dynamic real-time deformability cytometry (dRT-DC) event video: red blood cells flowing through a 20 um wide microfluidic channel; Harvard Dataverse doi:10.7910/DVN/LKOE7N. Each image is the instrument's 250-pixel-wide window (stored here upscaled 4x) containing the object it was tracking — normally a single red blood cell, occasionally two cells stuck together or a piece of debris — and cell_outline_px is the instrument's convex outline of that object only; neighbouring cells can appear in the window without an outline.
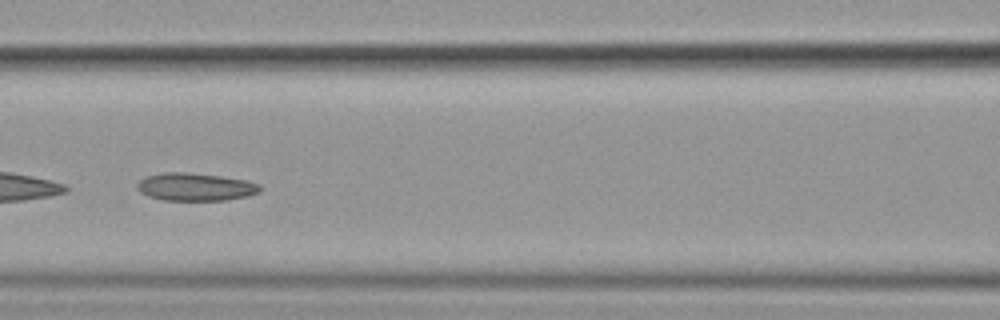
{"species": "common noctule bat (a hibernating species)", "species_latin": "Nyctalus noctula", "temperature_condition": "cold", "stored_images_in_passage": 55, "camera_frame_rate_fps": 3000, "um_per_image_px": 0.085, "animal": {"sex": "female", "body_mass_g": 19.9}, "frame": {"image": 1, "passage_image": 26, "time_ms": 8.333, "image_size_px": [1000, 320], "cell_outline_px": [[260, 192], [248, 196], [228, 200], [164, 200], [148, 196], [140, 192], [136, 188], [136, 184], [144, 176], [164, 172], [188, 172], [220, 176], [244, 180], [260, 184]], "centroid_in_image_um": [16.58, 15.88], "position_along_channel_um": 150.0, "area_um2": 20.0}}
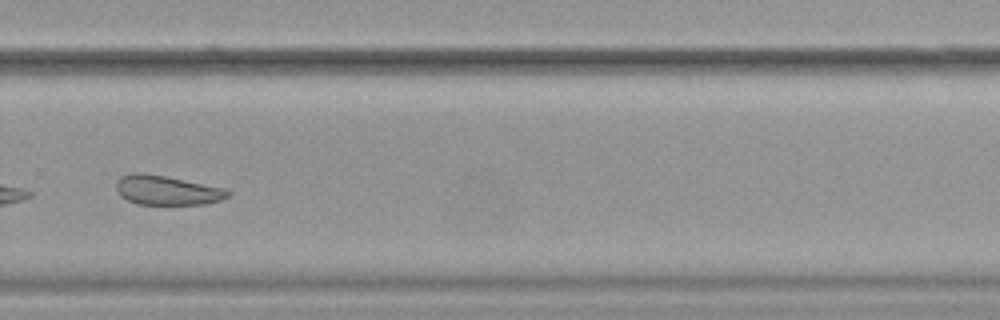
{"frame": {"image": 2, "passage_image": 40, "time_ms": 13.0, "image_size_px": [1000, 320], "cell_outline_px": [[232, 192], [224, 200], [204, 204], [136, 204], [120, 196], [116, 188], [116, 184], [120, 176], [132, 172], [144, 172], [224, 188]], "centroid_in_image_um": [14.18, 16.17], "position_along_channel_um": 315.6, "area_um2": 19.19}}
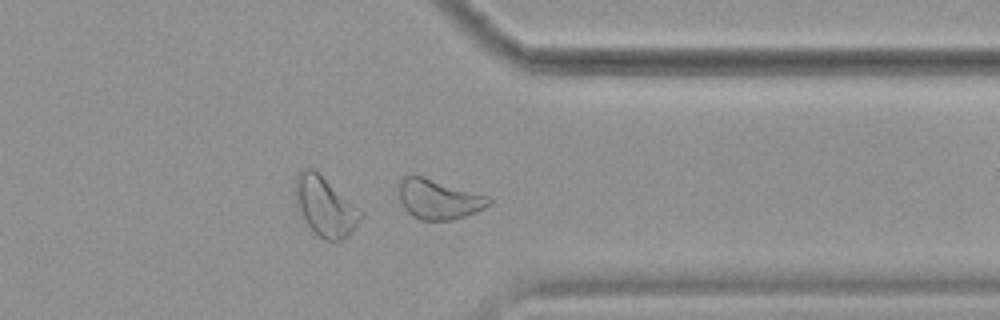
{"frame": {"image": 3, "passage_image": 45, "time_ms": 14.667, "image_size_px": [1000, 320], "cell_outline_px": [[492, 204], [476, 212], [452, 220], [420, 220], [412, 216], [404, 208], [400, 200], [396, 184], [404, 176], [424, 176], [488, 196], [492, 200]], "centroid_in_image_um": [37.26, 16.93], "position_along_channel_um": 374.1, "area_um2": 21.1}, "authors_computed_cell_mechanics": {"area_um2": 22.8888, "velocity_mm_per_s": 3.5611, "shape_relaxation_time_tau1_ms": null, "shape_relaxation_time_tau2_ms": 5.8112, "deformation_change_tau1": null, "deformation_change_tau2": 0.1365}}